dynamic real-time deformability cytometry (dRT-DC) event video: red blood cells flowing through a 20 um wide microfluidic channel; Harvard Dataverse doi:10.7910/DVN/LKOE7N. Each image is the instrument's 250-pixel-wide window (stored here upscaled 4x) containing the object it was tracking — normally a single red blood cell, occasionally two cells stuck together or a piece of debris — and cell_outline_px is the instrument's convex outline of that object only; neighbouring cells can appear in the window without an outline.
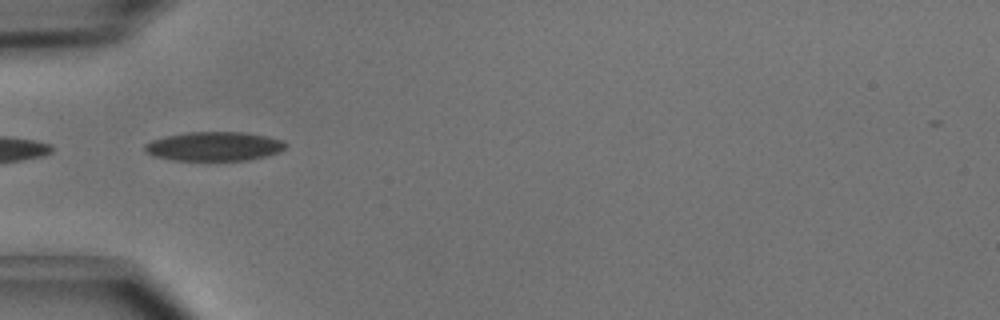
{"species": "common noctule bat (a hibernating species)", "species_latin": "Nyctalus noctula", "temperature_condition": "cold", "stored_images_in_passage": 22, "camera_frame_rate_fps": 3000, "um_per_image_px": 0.085, "animal": {"sex": "male", "body_mass_g": 15.6}, "frame": {"image": 1, "passage_image": 16, "time_ms": 5.0, "image_size_px": [1000, 320], "cell_outline_px": [[288, 144], [280, 152], [248, 160], [172, 160], [152, 156], [144, 152], [144, 144], [152, 140], [168, 136], [188, 132], [244, 132], [268, 136], [280, 140]], "centroid_in_image_um": [18.18, 12.44], "position_along_channel_um": 66.8, "area_um2": 23.87}}